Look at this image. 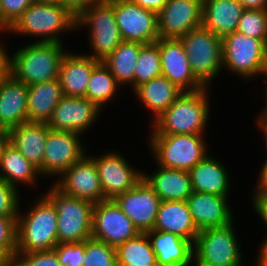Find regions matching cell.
Instances as JSON below:
<instances>
[{
    "mask_svg": "<svg viewBox=\"0 0 267 266\" xmlns=\"http://www.w3.org/2000/svg\"><path fill=\"white\" fill-rule=\"evenodd\" d=\"M76 28H86L89 33V55L100 61L104 60L123 41L114 16L111 2L90 4L76 20Z\"/></svg>",
    "mask_w": 267,
    "mask_h": 266,
    "instance_id": "9",
    "label": "cell"
},
{
    "mask_svg": "<svg viewBox=\"0 0 267 266\" xmlns=\"http://www.w3.org/2000/svg\"><path fill=\"white\" fill-rule=\"evenodd\" d=\"M161 75L183 92L205 88L193 75L183 43L177 38H159Z\"/></svg>",
    "mask_w": 267,
    "mask_h": 266,
    "instance_id": "19",
    "label": "cell"
},
{
    "mask_svg": "<svg viewBox=\"0 0 267 266\" xmlns=\"http://www.w3.org/2000/svg\"><path fill=\"white\" fill-rule=\"evenodd\" d=\"M203 0H168L157 13L159 38H177L202 26Z\"/></svg>",
    "mask_w": 267,
    "mask_h": 266,
    "instance_id": "18",
    "label": "cell"
},
{
    "mask_svg": "<svg viewBox=\"0 0 267 266\" xmlns=\"http://www.w3.org/2000/svg\"><path fill=\"white\" fill-rule=\"evenodd\" d=\"M236 31L267 43V9H244Z\"/></svg>",
    "mask_w": 267,
    "mask_h": 266,
    "instance_id": "36",
    "label": "cell"
},
{
    "mask_svg": "<svg viewBox=\"0 0 267 266\" xmlns=\"http://www.w3.org/2000/svg\"><path fill=\"white\" fill-rule=\"evenodd\" d=\"M36 2H41V3H47V4H60L61 0H35Z\"/></svg>",
    "mask_w": 267,
    "mask_h": 266,
    "instance_id": "54",
    "label": "cell"
},
{
    "mask_svg": "<svg viewBox=\"0 0 267 266\" xmlns=\"http://www.w3.org/2000/svg\"><path fill=\"white\" fill-rule=\"evenodd\" d=\"M243 262H244V261H242L241 263H239V264L236 265V266H247V265L243 264Z\"/></svg>",
    "mask_w": 267,
    "mask_h": 266,
    "instance_id": "59",
    "label": "cell"
},
{
    "mask_svg": "<svg viewBox=\"0 0 267 266\" xmlns=\"http://www.w3.org/2000/svg\"><path fill=\"white\" fill-rule=\"evenodd\" d=\"M161 75V60L158 40L144 44L137 59L134 73V90L141 84Z\"/></svg>",
    "mask_w": 267,
    "mask_h": 266,
    "instance_id": "35",
    "label": "cell"
},
{
    "mask_svg": "<svg viewBox=\"0 0 267 266\" xmlns=\"http://www.w3.org/2000/svg\"><path fill=\"white\" fill-rule=\"evenodd\" d=\"M114 266H133V265H128V264H125V263H121L119 261H116V264Z\"/></svg>",
    "mask_w": 267,
    "mask_h": 266,
    "instance_id": "57",
    "label": "cell"
},
{
    "mask_svg": "<svg viewBox=\"0 0 267 266\" xmlns=\"http://www.w3.org/2000/svg\"><path fill=\"white\" fill-rule=\"evenodd\" d=\"M83 135L50 129L43 157V178L57 179L88 152ZM83 139V141H82ZM84 142V143H83Z\"/></svg>",
    "mask_w": 267,
    "mask_h": 266,
    "instance_id": "11",
    "label": "cell"
},
{
    "mask_svg": "<svg viewBox=\"0 0 267 266\" xmlns=\"http://www.w3.org/2000/svg\"><path fill=\"white\" fill-rule=\"evenodd\" d=\"M76 19L61 5L34 1L5 32L26 38L32 42H56L64 44L63 36L77 30ZM63 35V36H62Z\"/></svg>",
    "mask_w": 267,
    "mask_h": 266,
    "instance_id": "4",
    "label": "cell"
},
{
    "mask_svg": "<svg viewBox=\"0 0 267 266\" xmlns=\"http://www.w3.org/2000/svg\"><path fill=\"white\" fill-rule=\"evenodd\" d=\"M144 44L132 41H122L103 63L109 68L117 83L130 87L134 91V73L140 49Z\"/></svg>",
    "mask_w": 267,
    "mask_h": 266,
    "instance_id": "32",
    "label": "cell"
},
{
    "mask_svg": "<svg viewBox=\"0 0 267 266\" xmlns=\"http://www.w3.org/2000/svg\"><path fill=\"white\" fill-rule=\"evenodd\" d=\"M83 266H114L117 261L116 247L93 238L85 240Z\"/></svg>",
    "mask_w": 267,
    "mask_h": 266,
    "instance_id": "37",
    "label": "cell"
},
{
    "mask_svg": "<svg viewBox=\"0 0 267 266\" xmlns=\"http://www.w3.org/2000/svg\"><path fill=\"white\" fill-rule=\"evenodd\" d=\"M30 207L17 216V253L53 250L58 244L57 212L52 202L39 193ZM32 204V205H31ZM28 208V209H27Z\"/></svg>",
    "mask_w": 267,
    "mask_h": 266,
    "instance_id": "2",
    "label": "cell"
},
{
    "mask_svg": "<svg viewBox=\"0 0 267 266\" xmlns=\"http://www.w3.org/2000/svg\"><path fill=\"white\" fill-rule=\"evenodd\" d=\"M59 5L77 20L84 13L90 3L88 0H61Z\"/></svg>",
    "mask_w": 267,
    "mask_h": 266,
    "instance_id": "44",
    "label": "cell"
},
{
    "mask_svg": "<svg viewBox=\"0 0 267 266\" xmlns=\"http://www.w3.org/2000/svg\"><path fill=\"white\" fill-rule=\"evenodd\" d=\"M52 181L53 185L66 195L94 204L104 200L97 166L88 153Z\"/></svg>",
    "mask_w": 267,
    "mask_h": 266,
    "instance_id": "16",
    "label": "cell"
},
{
    "mask_svg": "<svg viewBox=\"0 0 267 266\" xmlns=\"http://www.w3.org/2000/svg\"><path fill=\"white\" fill-rule=\"evenodd\" d=\"M234 224L199 231L193 244V266H236L243 261Z\"/></svg>",
    "mask_w": 267,
    "mask_h": 266,
    "instance_id": "7",
    "label": "cell"
},
{
    "mask_svg": "<svg viewBox=\"0 0 267 266\" xmlns=\"http://www.w3.org/2000/svg\"><path fill=\"white\" fill-rule=\"evenodd\" d=\"M257 256L255 259L254 266H267V239H263L260 245H258Z\"/></svg>",
    "mask_w": 267,
    "mask_h": 266,
    "instance_id": "48",
    "label": "cell"
},
{
    "mask_svg": "<svg viewBox=\"0 0 267 266\" xmlns=\"http://www.w3.org/2000/svg\"><path fill=\"white\" fill-rule=\"evenodd\" d=\"M38 178L43 180L39 169L29 162L17 148L8 143L0 156V179L20 190V186L24 185L36 187V183L39 182Z\"/></svg>",
    "mask_w": 267,
    "mask_h": 266,
    "instance_id": "30",
    "label": "cell"
},
{
    "mask_svg": "<svg viewBox=\"0 0 267 266\" xmlns=\"http://www.w3.org/2000/svg\"><path fill=\"white\" fill-rule=\"evenodd\" d=\"M0 40V79L8 72V51L5 42ZM8 51V52H7Z\"/></svg>",
    "mask_w": 267,
    "mask_h": 266,
    "instance_id": "47",
    "label": "cell"
},
{
    "mask_svg": "<svg viewBox=\"0 0 267 266\" xmlns=\"http://www.w3.org/2000/svg\"><path fill=\"white\" fill-rule=\"evenodd\" d=\"M153 230L171 232L193 244L199 233L187 201H162Z\"/></svg>",
    "mask_w": 267,
    "mask_h": 266,
    "instance_id": "27",
    "label": "cell"
},
{
    "mask_svg": "<svg viewBox=\"0 0 267 266\" xmlns=\"http://www.w3.org/2000/svg\"><path fill=\"white\" fill-rule=\"evenodd\" d=\"M251 205L254 209V213L258 214L256 216L260 217V221L264 223L266 229H267V195L261 194V193H251ZM263 239H267L266 237Z\"/></svg>",
    "mask_w": 267,
    "mask_h": 266,
    "instance_id": "43",
    "label": "cell"
},
{
    "mask_svg": "<svg viewBox=\"0 0 267 266\" xmlns=\"http://www.w3.org/2000/svg\"><path fill=\"white\" fill-rule=\"evenodd\" d=\"M35 0H0V33L3 35Z\"/></svg>",
    "mask_w": 267,
    "mask_h": 266,
    "instance_id": "38",
    "label": "cell"
},
{
    "mask_svg": "<svg viewBox=\"0 0 267 266\" xmlns=\"http://www.w3.org/2000/svg\"><path fill=\"white\" fill-rule=\"evenodd\" d=\"M21 198V193L15 186L0 179V217L18 216Z\"/></svg>",
    "mask_w": 267,
    "mask_h": 266,
    "instance_id": "40",
    "label": "cell"
},
{
    "mask_svg": "<svg viewBox=\"0 0 267 266\" xmlns=\"http://www.w3.org/2000/svg\"><path fill=\"white\" fill-rule=\"evenodd\" d=\"M101 155H89L97 166L104 200L114 199L132 189L141 179L143 170L135 169L116 149L103 151Z\"/></svg>",
    "mask_w": 267,
    "mask_h": 266,
    "instance_id": "12",
    "label": "cell"
},
{
    "mask_svg": "<svg viewBox=\"0 0 267 266\" xmlns=\"http://www.w3.org/2000/svg\"><path fill=\"white\" fill-rule=\"evenodd\" d=\"M64 44L28 42L8 54V72L17 80L32 85L58 78L61 61L66 54Z\"/></svg>",
    "mask_w": 267,
    "mask_h": 266,
    "instance_id": "3",
    "label": "cell"
},
{
    "mask_svg": "<svg viewBox=\"0 0 267 266\" xmlns=\"http://www.w3.org/2000/svg\"><path fill=\"white\" fill-rule=\"evenodd\" d=\"M59 79L28 86L27 112L29 122L48 123L63 97Z\"/></svg>",
    "mask_w": 267,
    "mask_h": 266,
    "instance_id": "31",
    "label": "cell"
},
{
    "mask_svg": "<svg viewBox=\"0 0 267 266\" xmlns=\"http://www.w3.org/2000/svg\"><path fill=\"white\" fill-rule=\"evenodd\" d=\"M62 266H83L85 259V241L58 243L53 249Z\"/></svg>",
    "mask_w": 267,
    "mask_h": 266,
    "instance_id": "39",
    "label": "cell"
},
{
    "mask_svg": "<svg viewBox=\"0 0 267 266\" xmlns=\"http://www.w3.org/2000/svg\"><path fill=\"white\" fill-rule=\"evenodd\" d=\"M140 233L113 199L94 204L91 238L117 247Z\"/></svg>",
    "mask_w": 267,
    "mask_h": 266,
    "instance_id": "13",
    "label": "cell"
},
{
    "mask_svg": "<svg viewBox=\"0 0 267 266\" xmlns=\"http://www.w3.org/2000/svg\"><path fill=\"white\" fill-rule=\"evenodd\" d=\"M13 266H62L54 250L16 253Z\"/></svg>",
    "mask_w": 267,
    "mask_h": 266,
    "instance_id": "42",
    "label": "cell"
},
{
    "mask_svg": "<svg viewBox=\"0 0 267 266\" xmlns=\"http://www.w3.org/2000/svg\"><path fill=\"white\" fill-rule=\"evenodd\" d=\"M208 153L190 171L191 185L194 192L230 196L231 177L220 160ZM231 185V186H230ZM231 187V188H230Z\"/></svg>",
    "mask_w": 267,
    "mask_h": 266,
    "instance_id": "23",
    "label": "cell"
},
{
    "mask_svg": "<svg viewBox=\"0 0 267 266\" xmlns=\"http://www.w3.org/2000/svg\"><path fill=\"white\" fill-rule=\"evenodd\" d=\"M243 10L238 0H203L202 26L223 38L236 31Z\"/></svg>",
    "mask_w": 267,
    "mask_h": 266,
    "instance_id": "28",
    "label": "cell"
},
{
    "mask_svg": "<svg viewBox=\"0 0 267 266\" xmlns=\"http://www.w3.org/2000/svg\"><path fill=\"white\" fill-rule=\"evenodd\" d=\"M244 9H267V0H238Z\"/></svg>",
    "mask_w": 267,
    "mask_h": 266,
    "instance_id": "50",
    "label": "cell"
},
{
    "mask_svg": "<svg viewBox=\"0 0 267 266\" xmlns=\"http://www.w3.org/2000/svg\"><path fill=\"white\" fill-rule=\"evenodd\" d=\"M83 53L77 54L67 50L61 61L58 79L65 96L85 97L93 68L100 62Z\"/></svg>",
    "mask_w": 267,
    "mask_h": 266,
    "instance_id": "22",
    "label": "cell"
},
{
    "mask_svg": "<svg viewBox=\"0 0 267 266\" xmlns=\"http://www.w3.org/2000/svg\"><path fill=\"white\" fill-rule=\"evenodd\" d=\"M131 1L144 9H148L156 13H158L168 2V0H131Z\"/></svg>",
    "mask_w": 267,
    "mask_h": 266,
    "instance_id": "46",
    "label": "cell"
},
{
    "mask_svg": "<svg viewBox=\"0 0 267 266\" xmlns=\"http://www.w3.org/2000/svg\"><path fill=\"white\" fill-rule=\"evenodd\" d=\"M179 39L187 53L193 75L204 87L209 88L223 69L222 38L200 26Z\"/></svg>",
    "mask_w": 267,
    "mask_h": 266,
    "instance_id": "8",
    "label": "cell"
},
{
    "mask_svg": "<svg viewBox=\"0 0 267 266\" xmlns=\"http://www.w3.org/2000/svg\"><path fill=\"white\" fill-rule=\"evenodd\" d=\"M257 117H255V124L258 126V130L262 132H267V106L265 108L262 107L261 112L257 113Z\"/></svg>",
    "mask_w": 267,
    "mask_h": 266,
    "instance_id": "49",
    "label": "cell"
},
{
    "mask_svg": "<svg viewBox=\"0 0 267 266\" xmlns=\"http://www.w3.org/2000/svg\"><path fill=\"white\" fill-rule=\"evenodd\" d=\"M267 43L235 31L222 38L223 68L246 81L260 77ZM258 75V76H257ZM252 78V79H251Z\"/></svg>",
    "mask_w": 267,
    "mask_h": 266,
    "instance_id": "10",
    "label": "cell"
},
{
    "mask_svg": "<svg viewBox=\"0 0 267 266\" xmlns=\"http://www.w3.org/2000/svg\"><path fill=\"white\" fill-rule=\"evenodd\" d=\"M261 76H264V80H267V46H266V51H265V55H264V63H263V70L261 73Z\"/></svg>",
    "mask_w": 267,
    "mask_h": 266,
    "instance_id": "53",
    "label": "cell"
},
{
    "mask_svg": "<svg viewBox=\"0 0 267 266\" xmlns=\"http://www.w3.org/2000/svg\"><path fill=\"white\" fill-rule=\"evenodd\" d=\"M208 87L182 92L150 125L148 135L206 134L211 115Z\"/></svg>",
    "mask_w": 267,
    "mask_h": 266,
    "instance_id": "1",
    "label": "cell"
},
{
    "mask_svg": "<svg viewBox=\"0 0 267 266\" xmlns=\"http://www.w3.org/2000/svg\"><path fill=\"white\" fill-rule=\"evenodd\" d=\"M113 200L141 233L153 230L162 200L144 178Z\"/></svg>",
    "mask_w": 267,
    "mask_h": 266,
    "instance_id": "17",
    "label": "cell"
},
{
    "mask_svg": "<svg viewBox=\"0 0 267 266\" xmlns=\"http://www.w3.org/2000/svg\"><path fill=\"white\" fill-rule=\"evenodd\" d=\"M206 134L149 135L148 149L157 165L190 171L210 150Z\"/></svg>",
    "mask_w": 267,
    "mask_h": 266,
    "instance_id": "5",
    "label": "cell"
},
{
    "mask_svg": "<svg viewBox=\"0 0 267 266\" xmlns=\"http://www.w3.org/2000/svg\"><path fill=\"white\" fill-rule=\"evenodd\" d=\"M9 143V130L0 126V156L3 153L5 146Z\"/></svg>",
    "mask_w": 267,
    "mask_h": 266,
    "instance_id": "51",
    "label": "cell"
},
{
    "mask_svg": "<svg viewBox=\"0 0 267 266\" xmlns=\"http://www.w3.org/2000/svg\"><path fill=\"white\" fill-rule=\"evenodd\" d=\"M120 87L109 68L103 61H100L93 68L87 84L85 97L91 102L96 103L103 110L119 94L117 92L122 90Z\"/></svg>",
    "mask_w": 267,
    "mask_h": 266,
    "instance_id": "33",
    "label": "cell"
},
{
    "mask_svg": "<svg viewBox=\"0 0 267 266\" xmlns=\"http://www.w3.org/2000/svg\"><path fill=\"white\" fill-rule=\"evenodd\" d=\"M111 0H88L90 4L108 3Z\"/></svg>",
    "mask_w": 267,
    "mask_h": 266,
    "instance_id": "55",
    "label": "cell"
},
{
    "mask_svg": "<svg viewBox=\"0 0 267 266\" xmlns=\"http://www.w3.org/2000/svg\"><path fill=\"white\" fill-rule=\"evenodd\" d=\"M263 82L266 83V84H265V86H266L265 88H266V89H265L263 92H265V93H264V94H265L264 96H265V99H267V80H264ZM265 101H267V100H265ZM266 104H267V102H266Z\"/></svg>",
    "mask_w": 267,
    "mask_h": 266,
    "instance_id": "58",
    "label": "cell"
},
{
    "mask_svg": "<svg viewBox=\"0 0 267 266\" xmlns=\"http://www.w3.org/2000/svg\"><path fill=\"white\" fill-rule=\"evenodd\" d=\"M0 248L14 259L17 253V216L0 217Z\"/></svg>",
    "mask_w": 267,
    "mask_h": 266,
    "instance_id": "41",
    "label": "cell"
},
{
    "mask_svg": "<svg viewBox=\"0 0 267 266\" xmlns=\"http://www.w3.org/2000/svg\"><path fill=\"white\" fill-rule=\"evenodd\" d=\"M0 266H13V259L0 248Z\"/></svg>",
    "mask_w": 267,
    "mask_h": 266,
    "instance_id": "52",
    "label": "cell"
},
{
    "mask_svg": "<svg viewBox=\"0 0 267 266\" xmlns=\"http://www.w3.org/2000/svg\"><path fill=\"white\" fill-rule=\"evenodd\" d=\"M102 109L86 97L63 96L48 121L50 129L84 135L100 119ZM98 118V119H97Z\"/></svg>",
    "mask_w": 267,
    "mask_h": 266,
    "instance_id": "15",
    "label": "cell"
},
{
    "mask_svg": "<svg viewBox=\"0 0 267 266\" xmlns=\"http://www.w3.org/2000/svg\"><path fill=\"white\" fill-rule=\"evenodd\" d=\"M117 261L133 266H158L157 258L146 233L119 244Z\"/></svg>",
    "mask_w": 267,
    "mask_h": 266,
    "instance_id": "34",
    "label": "cell"
},
{
    "mask_svg": "<svg viewBox=\"0 0 267 266\" xmlns=\"http://www.w3.org/2000/svg\"><path fill=\"white\" fill-rule=\"evenodd\" d=\"M110 2L114 5V16L123 41L150 44L159 39L156 12L144 9L131 0Z\"/></svg>",
    "mask_w": 267,
    "mask_h": 266,
    "instance_id": "14",
    "label": "cell"
},
{
    "mask_svg": "<svg viewBox=\"0 0 267 266\" xmlns=\"http://www.w3.org/2000/svg\"><path fill=\"white\" fill-rule=\"evenodd\" d=\"M43 193L57 212L58 243L83 242L92 235L94 203L62 193L53 183Z\"/></svg>",
    "mask_w": 267,
    "mask_h": 266,
    "instance_id": "6",
    "label": "cell"
},
{
    "mask_svg": "<svg viewBox=\"0 0 267 266\" xmlns=\"http://www.w3.org/2000/svg\"><path fill=\"white\" fill-rule=\"evenodd\" d=\"M28 85L7 72L0 79V126L8 130L28 121Z\"/></svg>",
    "mask_w": 267,
    "mask_h": 266,
    "instance_id": "21",
    "label": "cell"
},
{
    "mask_svg": "<svg viewBox=\"0 0 267 266\" xmlns=\"http://www.w3.org/2000/svg\"><path fill=\"white\" fill-rule=\"evenodd\" d=\"M157 258L158 266H193V243L171 232H145Z\"/></svg>",
    "mask_w": 267,
    "mask_h": 266,
    "instance_id": "26",
    "label": "cell"
},
{
    "mask_svg": "<svg viewBox=\"0 0 267 266\" xmlns=\"http://www.w3.org/2000/svg\"><path fill=\"white\" fill-rule=\"evenodd\" d=\"M49 130L48 123L29 121L9 129V143L39 169L42 177L44 149Z\"/></svg>",
    "mask_w": 267,
    "mask_h": 266,
    "instance_id": "24",
    "label": "cell"
},
{
    "mask_svg": "<svg viewBox=\"0 0 267 266\" xmlns=\"http://www.w3.org/2000/svg\"><path fill=\"white\" fill-rule=\"evenodd\" d=\"M263 133H264V134H263ZM263 133H262V136L264 135V136H263V138H264L263 140H264V143H265V146H266L265 149H267V132H263Z\"/></svg>",
    "mask_w": 267,
    "mask_h": 266,
    "instance_id": "56",
    "label": "cell"
},
{
    "mask_svg": "<svg viewBox=\"0 0 267 266\" xmlns=\"http://www.w3.org/2000/svg\"><path fill=\"white\" fill-rule=\"evenodd\" d=\"M182 90L163 75L139 85L133 96L140 101V105L152 113L150 124L157 119L178 97Z\"/></svg>",
    "mask_w": 267,
    "mask_h": 266,
    "instance_id": "29",
    "label": "cell"
},
{
    "mask_svg": "<svg viewBox=\"0 0 267 266\" xmlns=\"http://www.w3.org/2000/svg\"><path fill=\"white\" fill-rule=\"evenodd\" d=\"M263 161V165H260L262 167H260V173H258L257 184L252 192L267 195V155Z\"/></svg>",
    "mask_w": 267,
    "mask_h": 266,
    "instance_id": "45",
    "label": "cell"
},
{
    "mask_svg": "<svg viewBox=\"0 0 267 266\" xmlns=\"http://www.w3.org/2000/svg\"><path fill=\"white\" fill-rule=\"evenodd\" d=\"M230 197L194 191L191 193L186 201L199 231L206 228L224 227L235 221L234 210L231 209L232 205L228 200Z\"/></svg>",
    "mask_w": 267,
    "mask_h": 266,
    "instance_id": "20",
    "label": "cell"
},
{
    "mask_svg": "<svg viewBox=\"0 0 267 266\" xmlns=\"http://www.w3.org/2000/svg\"><path fill=\"white\" fill-rule=\"evenodd\" d=\"M153 171H143V178L162 201H186L193 192L189 171L161 167L157 164Z\"/></svg>",
    "mask_w": 267,
    "mask_h": 266,
    "instance_id": "25",
    "label": "cell"
}]
</instances>
